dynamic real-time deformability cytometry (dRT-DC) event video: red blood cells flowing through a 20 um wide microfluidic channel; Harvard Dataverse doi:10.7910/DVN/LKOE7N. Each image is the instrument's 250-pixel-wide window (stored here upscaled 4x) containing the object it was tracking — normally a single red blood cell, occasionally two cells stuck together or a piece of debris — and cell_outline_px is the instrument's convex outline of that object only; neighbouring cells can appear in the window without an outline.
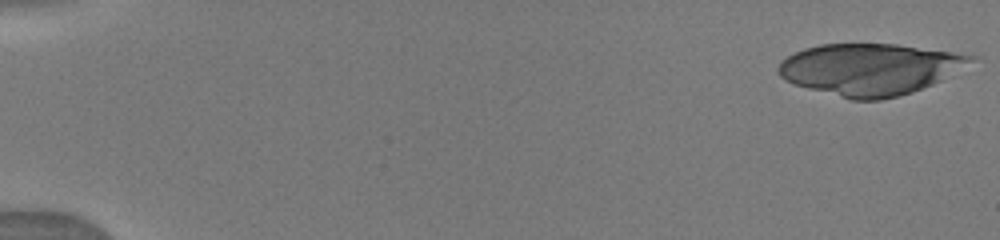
{"species": "human", "species_latin": "Homo sapiens", "temperature_condition": "warm", "stored_images_in_passage": 21, "camera_frame_rate_fps": 3000, "um_per_image_px": 0.085, "donor": {"sex": "male"}, "frame": {"image": 1, "passage_image": 1, "time_ms": 0.0, "image_size_px": [1000, 240], "cell_outline_px": [[980, 56], [940, 80], [932, 84], [912, 92], [880, 100], [852, 100], [808, 88], [784, 80], [780, 76], [776, 68], [780, 60], [804, 48], [820, 44], [896, 44]], "centroid_in_image_um": [73.88, 5.88], "position_along_channel_um": 11.1, "area_um2": 57.28}}